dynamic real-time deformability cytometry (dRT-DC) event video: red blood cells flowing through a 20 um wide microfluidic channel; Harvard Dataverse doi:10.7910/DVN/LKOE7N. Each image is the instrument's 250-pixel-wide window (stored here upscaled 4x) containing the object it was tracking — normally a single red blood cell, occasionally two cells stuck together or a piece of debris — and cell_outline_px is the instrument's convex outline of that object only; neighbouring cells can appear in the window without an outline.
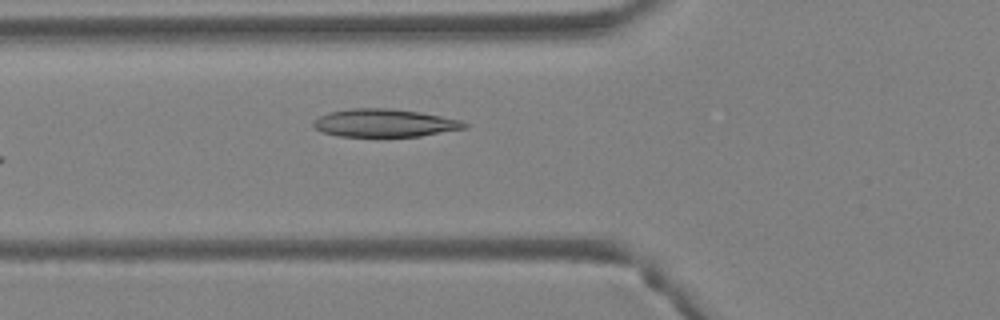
{"species": "Egyptian fruit bat (a non-hibernating species)", "species_latin": "Rousettus aegyptiacus", "temperature_condition": "warm", "stored_images_in_passage": 4, "camera_frame_rate_fps": 3000, "um_per_image_px": 0.085, "animal": {"sex": "female"}, "frame": {"image": 1, "passage_image": 4, "time_ms": 1.0, "image_size_px": [1000, 320], "cell_outline_px": [[468, 128], [420, 136], [340, 136], [324, 132], [316, 128], [312, 124], [312, 120], [320, 116], [332, 112], [352, 108], [392, 108], [420, 112], [460, 120], [468, 124]], "centroid_in_image_um": [32.71, 10.45], "position_along_channel_um": 93.1, "area_um2": 24.39}}